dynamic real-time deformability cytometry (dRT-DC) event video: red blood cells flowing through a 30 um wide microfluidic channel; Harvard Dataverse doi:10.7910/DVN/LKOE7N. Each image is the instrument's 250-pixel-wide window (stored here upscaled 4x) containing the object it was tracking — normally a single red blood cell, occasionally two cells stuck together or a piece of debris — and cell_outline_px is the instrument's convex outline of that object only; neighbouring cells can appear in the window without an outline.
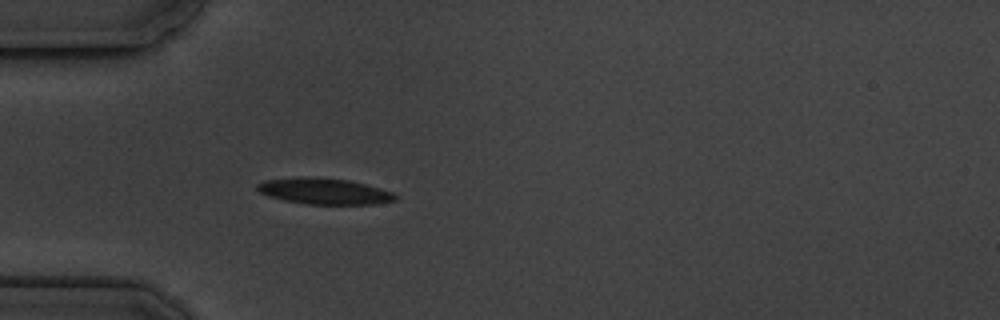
{"species": "common noctule bat (a hibernating species)", "species_latin": "Nyctalus noctula", "temperature_condition": "cold", "stored_images_in_passage": 4, "camera_frame_rate_fps": 3000, "um_per_image_px": 0.085, "animal": {"sex": "male", "body_mass_g": 19.5, "forearm_length_mm": 54.6}, "frame": {"image": 1, "passage_image": 4, "time_ms": 3.333, "image_size_px": [1000, 320], "cell_outline_px": [[396, 200], [376, 204], [308, 204], [284, 200], [268, 196], [260, 192], [256, 188], [256, 184], [264, 180], [300, 176], [308, 176], [348, 180], [364, 184], [392, 192], [396, 196]], "centroid_in_image_um": [27.5, 16.24], "position_along_channel_um": 57.5, "area_um2": 20.92}}